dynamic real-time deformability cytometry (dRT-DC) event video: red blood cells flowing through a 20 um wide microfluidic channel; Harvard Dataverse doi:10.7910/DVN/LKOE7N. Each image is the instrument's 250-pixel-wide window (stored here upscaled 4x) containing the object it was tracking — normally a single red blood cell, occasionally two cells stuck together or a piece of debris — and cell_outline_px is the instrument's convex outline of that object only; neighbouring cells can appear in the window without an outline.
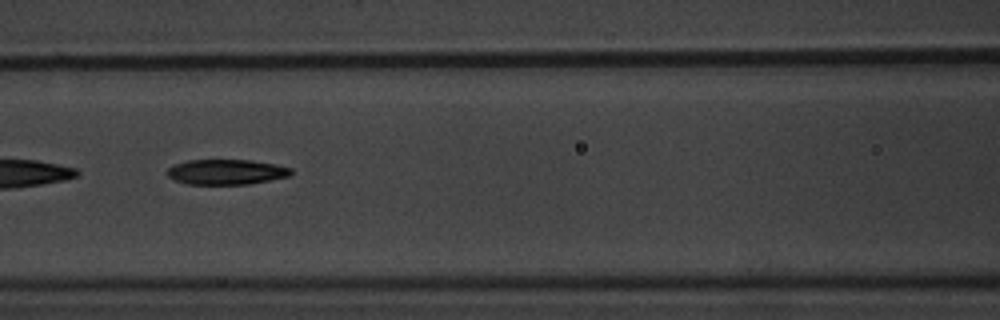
{"species": "common noctule bat (a hibernating species)", "species_latin": "Nyctalus noctula", "temperature_condition": "warm", "stored_images_in_passage": 6, "camera_frame_rate_fps": 3000, "um_per_image_px": 0.085, "animal": {"sex": "male", "body_mass_g": 20.1, "forearm_length_mm": 53.5}, "frame": {"image": 1, "passage_image": 5, "time_ms": 4.667, "image_size_px": [1000, 320], "cell_outline_px": [[292, 176], [248, 184], [188, 184], [176, 180], [168, 176], [168, 168], [176, 164], [188, 160], [252, 160], [276, 164], [292, 168]], "centroid_in_image_um": [19.3, 14.61], "position_along_channel_um": 147.3, "area_um2": 18.15}}